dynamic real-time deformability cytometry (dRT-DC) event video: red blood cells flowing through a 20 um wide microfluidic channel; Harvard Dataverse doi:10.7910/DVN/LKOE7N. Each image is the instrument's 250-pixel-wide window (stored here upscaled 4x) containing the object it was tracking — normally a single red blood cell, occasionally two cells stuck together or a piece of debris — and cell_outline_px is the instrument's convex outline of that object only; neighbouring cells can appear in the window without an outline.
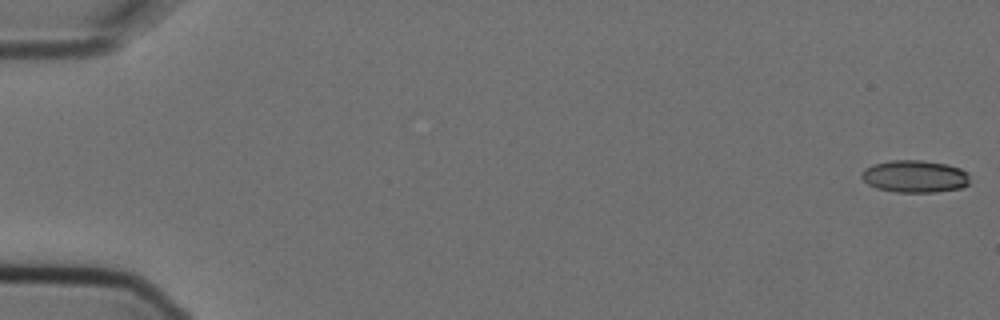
{"species": "Egyptian fruit bat (a non-hibernating species)", "species_latin": "Rousettus aegyptiacus", "temperature_condition": "cold", "stored_images_in_passage": 5, "camera_frame_rate_fps": 3000, "um_per_image_px": 0.085, "animal": {"sex": "female"}, "frame": {"image": 1, "passage_image": 1, "time_ms": 0.0, "image_size_px": [1000, 320], "cell_outline_px": [[968, 184], [960, 188], [936, 192], [896, 192], [876, 188], [868, 184], [860, 176], [864, 168], [872, 164], [888, 160], [924, 160], [948, 164], [960, 168], [968, 172]], "centroid_in_image_um": [77.74, 14.98], "position_along_channel_um": 7.3, "area_um2": 20.58}}
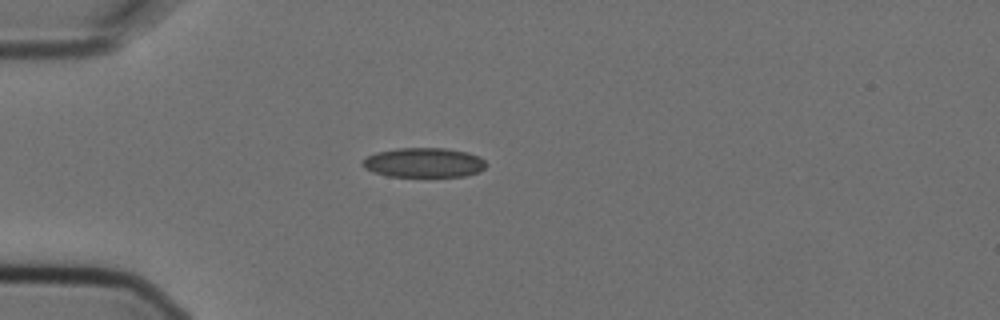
{"frame": {"image": 2, "passage_image": 5, "time_ms": 1.333, "image_size_px": [1000, 320], "cell_outline_px": [[488, 164], [480, 172], [464, 176], [388, 176], [372, 172], [364, 168], [360, 164], [360, 160], [376, 152], [396, 148], [444, 148], [468, 152], [480, 156]], "centroid_in_image_um": [36.01, 13.81], "position_along_channel_um": 49.0, "area_um2": 21.56}}